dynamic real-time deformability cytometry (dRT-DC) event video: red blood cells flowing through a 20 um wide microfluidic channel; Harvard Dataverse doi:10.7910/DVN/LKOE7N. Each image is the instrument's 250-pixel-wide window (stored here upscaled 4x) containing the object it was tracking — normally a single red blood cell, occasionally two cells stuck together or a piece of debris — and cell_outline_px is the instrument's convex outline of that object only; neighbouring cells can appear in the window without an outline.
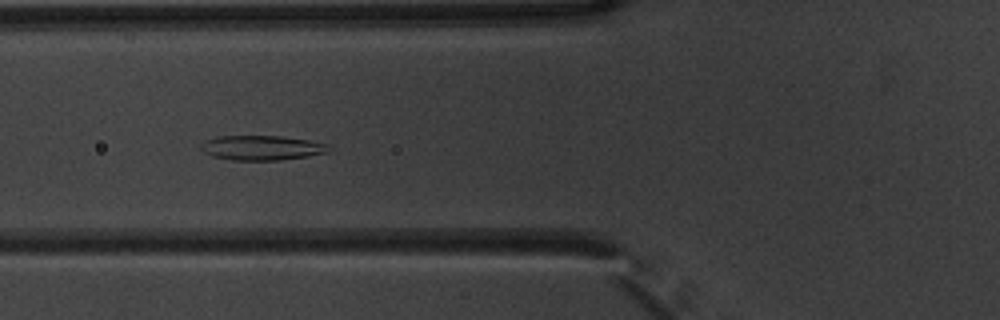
{"species": "common noctule bat (a hibernating species)", "species_latin": "Nyctalus noctula", "temperature_condition": "warm", "stored_images_in_passage": 45, "segment_of_instrument_passage": [1, 2], "camera_frame_rate_fps": 3000, "um_per_image_px": 0.085, "animal": {"sex": "male", "body_mass_g": 20.1, "forearm_length_mm": 53.5}, "frame": {"image": 1, "passage_image": 11, "time_ms": 3.333, "image_size_px": [1000, 320], "cell_outline_px": [[328, 152], [308, 156], [280, 160], [232, 160], [212, 156], [204, 152], [200, 148], [200, 144], [204, 140], [216, 136], [280, 136], [308, 140], [328, 144]], "centroid_in_image_um": [22.2, 12.56], "position_along_channel_um": 103.6, "area_um2": 18.38}}
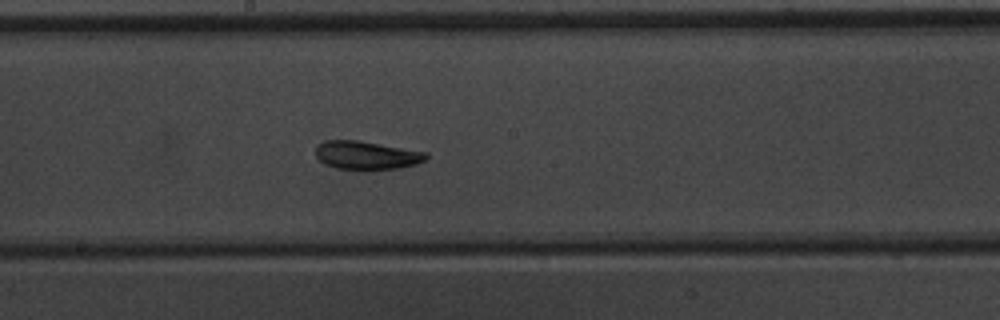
{"frame": {"image": 2, "passage_image": 20, "time_ms": 6.333, "image_size_px": [1000, 320], "cell_outline_px": [[428, 156], [424, 160], [416, 164], [400, 168], [368, 172], [360, 172], [336, 168], [324, 164], [316, 156], [316, 144], [324, 140], [356, 140], [428, 152]], "centroid_in_image_um": [31.13, 13.24], "position_along_channel_um": 217.1, "area_um2": 18.96}}
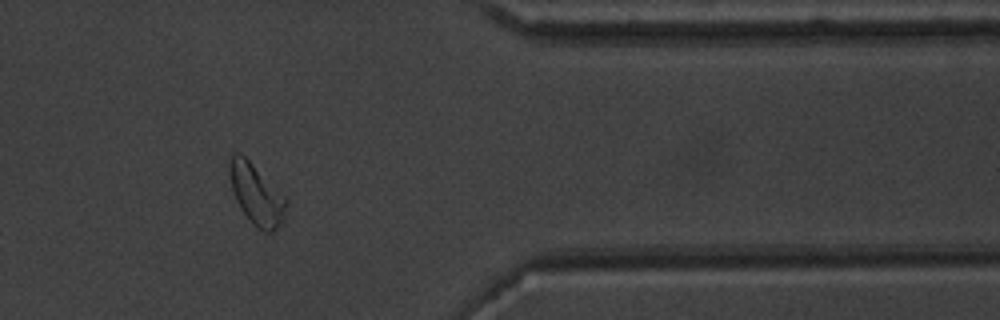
{"frame": {"image": 3, "passage_image": 35, "time_ms": 11.333, "image_size_px": [1000, 320], "cell_outline_px": [[288, 204], [284, 216], [280, 224], [272, 232], [264, 232], [252, 224], [236, 200], [232, 188], [228, 172], [228, 160], [232, 152], [240, 152], [288, 200]], "centroid_in_image_um": [21.76, 16.5], "position_along_channel_um": 389.6, "area_um2": 19.77}}